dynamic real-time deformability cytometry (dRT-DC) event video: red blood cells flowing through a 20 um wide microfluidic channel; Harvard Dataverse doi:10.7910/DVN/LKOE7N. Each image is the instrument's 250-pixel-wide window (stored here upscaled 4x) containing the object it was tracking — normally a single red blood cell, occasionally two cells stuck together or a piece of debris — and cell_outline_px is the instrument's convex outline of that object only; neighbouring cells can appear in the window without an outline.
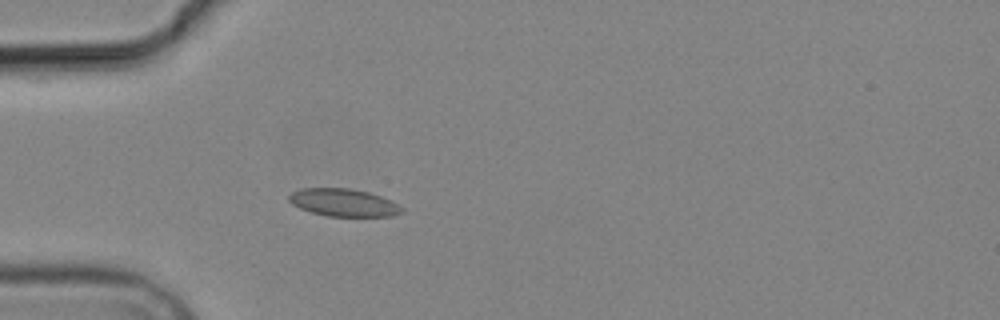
{"species": "common noctule bat (a hibernating species)", "species_latin": "Nyctalus noctula", "temperature_condition": "cold", "stored_images_in_passage": 4, "camera_frame_rate_fps": 3000, "um_per_image_px": 0.085, "animal": {"sex": "male", "body_mass_g": 19.2, "forearm_length_mm": 51.8}, "frame": {"image": 1, "passage_image": 4, "time_ms": 5.0, "image_size_px": [1000, 320], "cell_outline_px": [[404, 208], [400, 212], [392, 216], [328, 216], [312, 212], [300, 208], [292, 204], [288, 200], [288, 196], [292, 192], [300, 188], [352, 188], [368, 192], [392, 200]], "centroid_in_image_um": [29.19, 17.21], "position_along_channel_um": 55.8, "area_um2": 18.15}}